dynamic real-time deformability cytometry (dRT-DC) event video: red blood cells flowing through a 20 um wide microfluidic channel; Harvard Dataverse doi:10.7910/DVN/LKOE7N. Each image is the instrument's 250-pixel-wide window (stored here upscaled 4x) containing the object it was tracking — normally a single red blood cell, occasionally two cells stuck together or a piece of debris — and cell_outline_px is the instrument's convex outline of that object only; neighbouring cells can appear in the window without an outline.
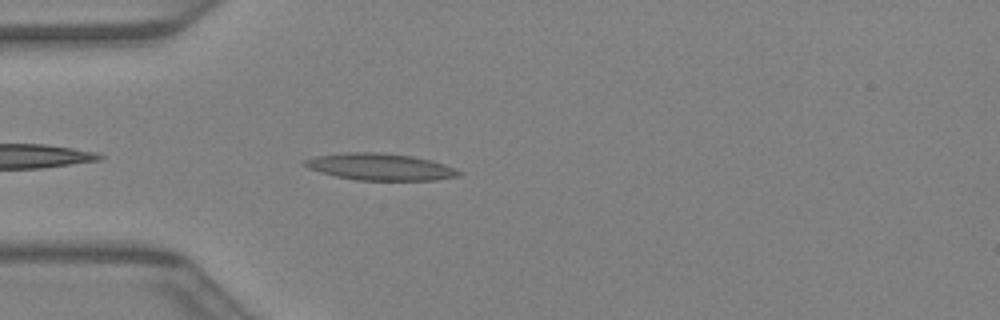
{"species": "Egyptian fruit bat (a non-hibernating species)", "species_latin": "Rousettus aegyptiacus", "temperature_condition": "warm", "stored_images_in_passage": 10, "camera_frame_rate_fps": 3000, "um_per_image_px": 0.085, "animal": {"sex": "female"}, "frame": {"image": 1, "passage_image": 2, "time_ms": 0.333, "image_size_px": [1000, 320], "cell_outline_px": [[464, 172], [460, 176], [436, 180], [356, 180], [336, 176], [320, 172], [308, 168], [300, 164], [304, 160], [312, 156], [344, 152], [376, 152], [412, 156], [432, 160], [456, 168]], "centroid_in_image_um": [32.3, 14.18], "position_along_channel_um": 52.7, "area_um2": 24.39}}
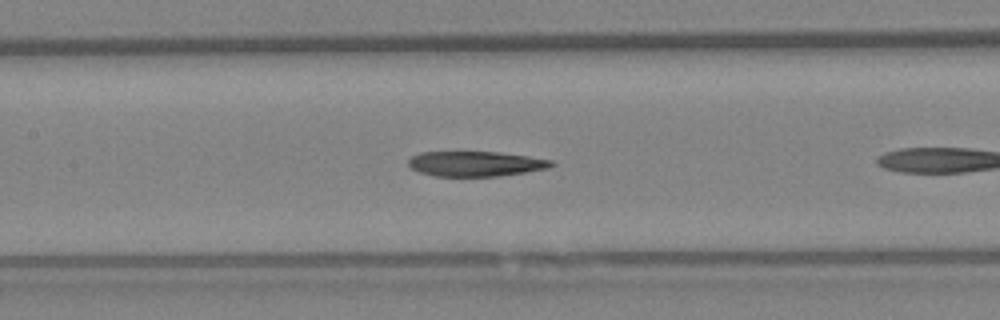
{"frame": {"image": 2, "passage_image": 7, "time_ms": 2.0, "image_size_px": [1000, 320], "cell_outline_px": [[556, 164], [548, 168], [500, 176], [436, 176], [420, 172], [412, 168], [408, 164], [408, 160], [412, 156], [420, 152], [500, 152], [528, 156], [552, 160]], "centroid_in_image_um": [40.44, 13.91], "position_along_channel_um": 167.0, "area_um2": 20.81}}